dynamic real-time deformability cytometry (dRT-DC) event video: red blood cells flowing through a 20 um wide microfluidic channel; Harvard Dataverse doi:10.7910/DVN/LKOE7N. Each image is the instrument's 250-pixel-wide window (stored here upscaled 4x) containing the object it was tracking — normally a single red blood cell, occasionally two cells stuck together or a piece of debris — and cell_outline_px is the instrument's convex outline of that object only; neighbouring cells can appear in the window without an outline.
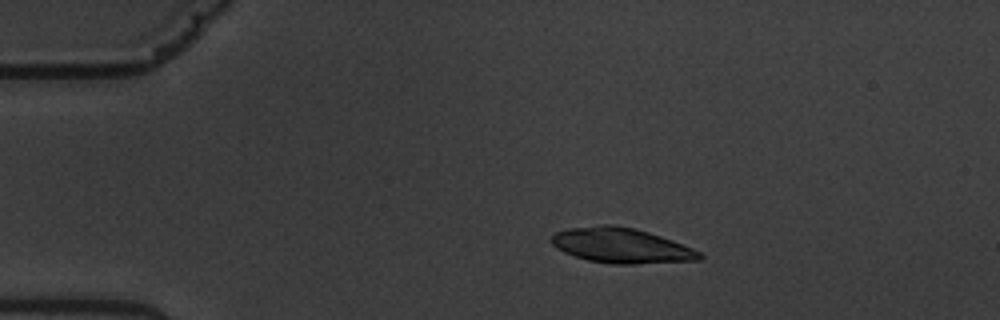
{"species": "common noctule bat (a hibernating species)", "species_latin": "Nyctalus noctula", "temperature_condition": "warm", "stored_images_in_passage": 7, "camera_frame_rate_fps": 3000, "um_per_image_px": 0.085, "animal": {"sex": "male", "body_mass_g": 19.5, "forearm_length_mm": 54.6}, "frame": {"image": 1, "passage_image": 3, "time_ms": 2.333, "image_size_px": [1000, 320], "cell_outline_px": [[704, 256], [700, 260], [636, 264], [612, 264], [588, 260], [564, 252], [556, 248], [552, 244], [552, 236], [556, 232], [568, 228], [600, 224], [612, 224], [636, 228], [672, 240], [692, 248], [700, 252]], "centroid_in_image_um": [52.81, 20.86], "position_along_channel_um": 32.2, "area_um2": 30.29}}